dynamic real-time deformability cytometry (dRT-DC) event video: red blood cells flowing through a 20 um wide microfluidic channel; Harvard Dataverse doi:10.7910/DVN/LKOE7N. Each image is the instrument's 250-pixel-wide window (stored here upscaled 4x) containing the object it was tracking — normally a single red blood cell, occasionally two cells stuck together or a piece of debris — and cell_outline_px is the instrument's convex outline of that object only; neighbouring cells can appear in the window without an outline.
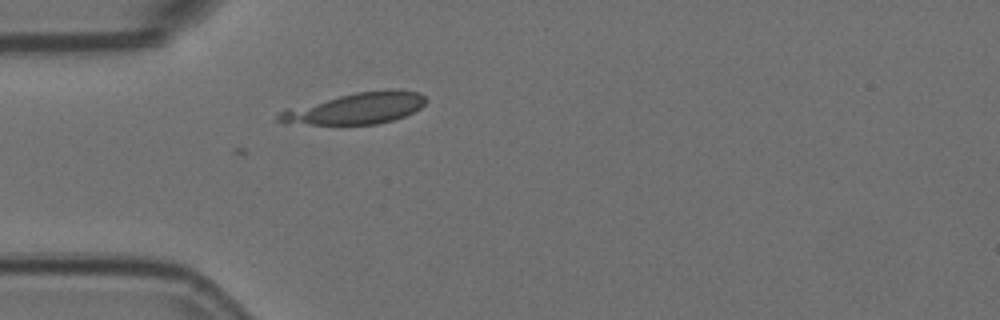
{"species": "Egyptian fruit bat (a non-hibernating species)", "species_latin": "Rousettus aegyptiacus", "temperature_condition": "room temperature", "stored_images_in_passage": 2, "camera_frame_rate_fps": 3000, "um_per_image_px": 0.085, "animal": {"sex": "female"}, "frame": {"image": 1, "passage_image": 2, "time_ms": 0.333, "image_size_px": [1000, 320], "cell_outline_px": [[428, 100], [420, 108], [404, 116], [392, 120], [376, 124], [284, 124], [272, 120], [284, 108], [356, 92], [420, 92]], "centroid_in_image_um": [30.08, 9.26], "position_along_channel_um": 54.9, "area_um2": 26.3}}